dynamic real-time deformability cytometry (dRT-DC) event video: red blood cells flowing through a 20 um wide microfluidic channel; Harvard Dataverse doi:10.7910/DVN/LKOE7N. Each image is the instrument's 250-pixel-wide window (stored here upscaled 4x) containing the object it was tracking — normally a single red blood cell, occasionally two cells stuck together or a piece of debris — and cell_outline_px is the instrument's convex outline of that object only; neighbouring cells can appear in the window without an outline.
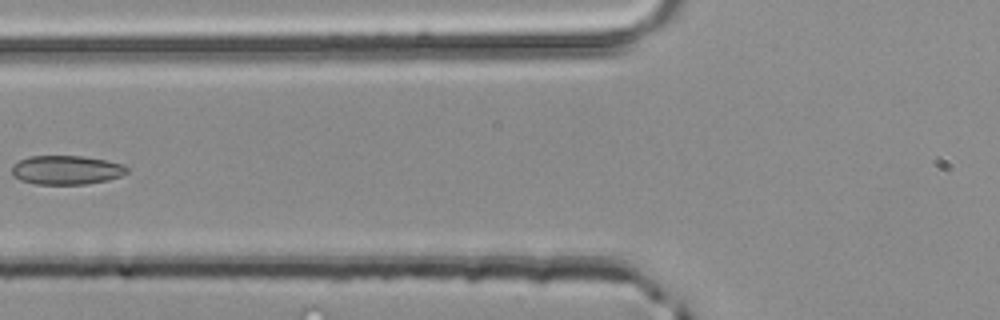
{"species": "common noctule bat (a hibernating species)", "species_latin": "Nyctalus noctula", "temperature_condition": "room temperature", "stored_images_in_passage": 4, "camera_frame_rate_fps": 3000, "um_per_image_px": 0.085, "animal": {"sex": "male", "body_mass_g": 20.4}, "frame": {"image": 1, "passage_image": 4, "time_ms": 1.0, "image_size_px": [1000, 320], "cell_outline_px": [[128, 172], [120, 176], [108, 180], [84, 184], [36, 184], [20, 180], [12, 176], [12, 164], [28, 156], [84, 156], [108, 160], [124, 164], [128, 168]], "centroid_in_image_um": [5.64, 14.44], "position_along_channel_um": 120.2, "area_um2": 19.65}}